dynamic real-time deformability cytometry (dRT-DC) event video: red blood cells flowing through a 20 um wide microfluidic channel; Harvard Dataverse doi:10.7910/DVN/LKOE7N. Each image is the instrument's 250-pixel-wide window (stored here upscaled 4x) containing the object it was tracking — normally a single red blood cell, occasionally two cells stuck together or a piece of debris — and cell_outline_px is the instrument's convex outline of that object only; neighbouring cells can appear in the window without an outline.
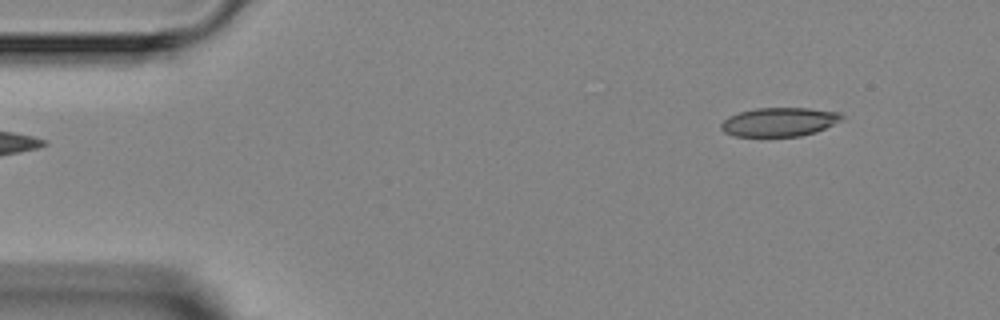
{"species": "Egyptian fruit bat (a non-hibernating species)", "species_latin": "Rousettus aegyptiacus", "temperature_condition": "room temperature", "stored_images_in_passage": 2, "segment_of_instrument_passage": [2, 2], "camera_frame_rate_fps": 3000, "um_per_image_px": 0.085, "animal": {"sex": "female"}, "frame": {"image": 1, "passage_image": 2, "time_ms": 2.0, "image_size_px": [1000, 320], "cell_outline_px": [[844, 116], [840, 120], [816, 132], [800, 136], [736, 136], [724, 132], [720, 128], [720, 124], [728, 116], [740, 112], [756, 108], [808, 108], [840, 112]], "centroid_in_image_um": [66.22, 10.36], "position_along_channel_um": 18.8, "area_um2": 20.17}}